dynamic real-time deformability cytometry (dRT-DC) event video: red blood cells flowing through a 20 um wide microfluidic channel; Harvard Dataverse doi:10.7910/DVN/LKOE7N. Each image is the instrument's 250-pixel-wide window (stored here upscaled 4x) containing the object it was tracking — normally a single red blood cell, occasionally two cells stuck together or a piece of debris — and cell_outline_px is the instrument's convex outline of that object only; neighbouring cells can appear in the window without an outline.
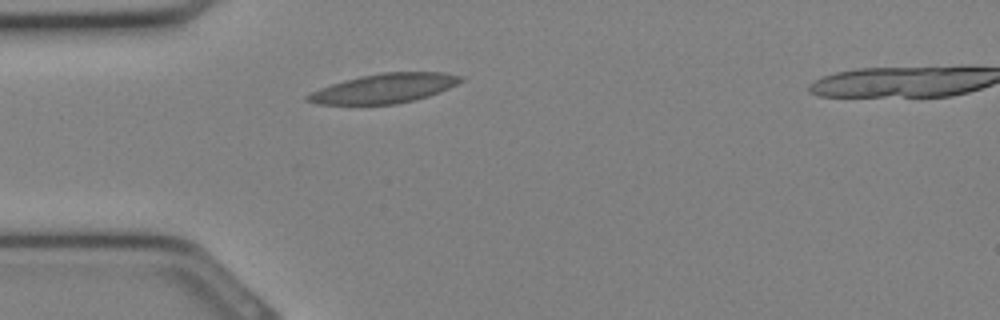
{"species": "Egyptian fruit bat (a non-hibernating species)", "species_latin": "Rousettus aegyptiacus", "temperature_condition": "cold", "stored_images_in_passage": 24, "camera_frame_rate_fps": 3000, "um_per_image_px": 0.085, "animal": {"sex": "female"}, "frame": {"image": 1, "passage_image": 1, "time_ms": 0.0, "image_size_px": [1000, 320], "cell_outline_px": [[464, 80], [440, 92], [428, 96], [396, 104], [316, 104], [304, 100], [304, 96], [320, 88], [344, 80], [360, 76], [384, 72], [444, 72], [464, 76]], "centroid_in_image_um": [32.67, 7.5], "position_along_channel_um": 52.3, "area_um2": 26.18}}
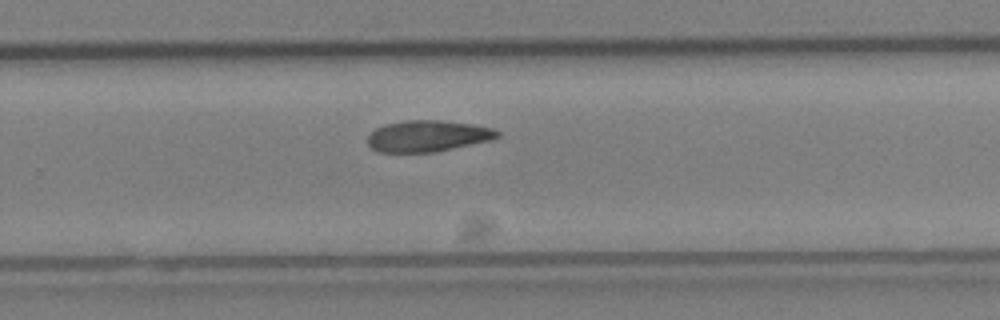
{"frame": {"image": 2, "passage_image": 13, "time_ms": 4.0, "image_size_px": [1000, 320], "cell_outline_px": [[500, 136], [492, 140], [436, 152], [380, 152], [372, 148], [368, 144], [368, 136], [376, 128], [384, 124], [408, 120], [440, 120], [472, 124], [492, 128], [500, 132]], "centroid_in_image_um": [36.38, 11.56], "position_along_channel_um": 293.4, "area_um2": 23.7}}
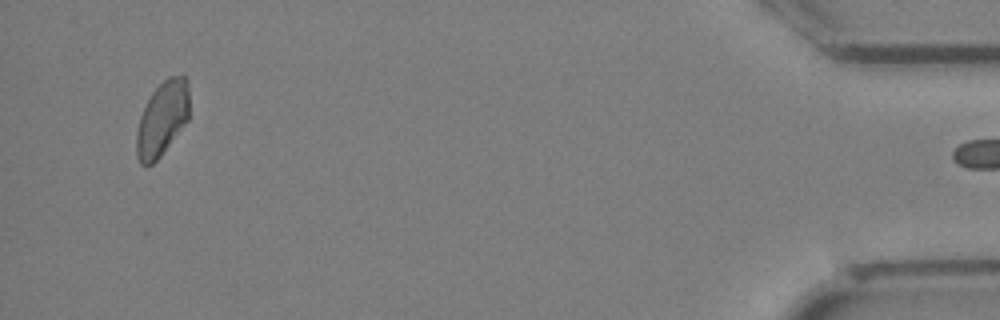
{"frame": {"image": 3, "passage_image": 23, "time_ms": 7.333, "image_size_px": [1000, 320], "cell_outline_px": [[188, 120], [160, 156], [152, 164], [140, 164], [136, 156], [136, 132], [140, 116], [152, 92], [168, 76], [184, 72], [188, 80]], "centroid_in_image_um": [13.79, 10.04], "position_along_channel_um": 421.4, "area_um2": 22.95}}